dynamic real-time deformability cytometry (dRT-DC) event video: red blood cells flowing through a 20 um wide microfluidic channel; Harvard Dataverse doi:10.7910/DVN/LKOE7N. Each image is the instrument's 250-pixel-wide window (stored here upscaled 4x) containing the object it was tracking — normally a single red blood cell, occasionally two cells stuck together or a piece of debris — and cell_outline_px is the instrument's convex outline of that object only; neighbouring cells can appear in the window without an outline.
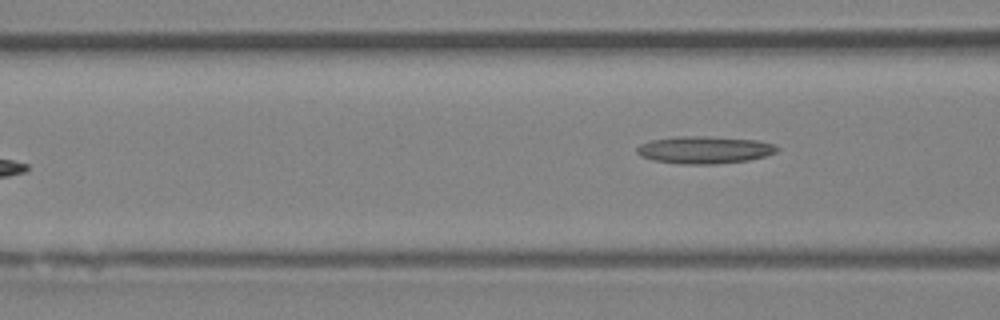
{"species": "Egyptian fruit bat (a non-hibernating species)", "species_latin": "Rousettus aegyptiacus", "temperature_condition": "room temperature", "stored_images_in_passage": 5, "camera_frame_rate_fps": 3000, "um_per_image_px": 0.085, "animal": {"sex": "female"}, "frame": {"image": 1, "passage_image": 5, "time_ms": 4.667, "image_size_px": [1000, 320], "cell_outline_px": [[780, 148], [776, 152], [764, 156], [748, 160], [716, 164], [680, 164], [652, 160], [640, 156], [636, 152], [636, 148], [640, 144], [652, 140], [676, 136], [708, 136], [756, 140], [772, 144]], "centroid_in_image_um": [59.84, 12.74], "position_along_channel_um": 106.8, "area_um2": 22.37}}